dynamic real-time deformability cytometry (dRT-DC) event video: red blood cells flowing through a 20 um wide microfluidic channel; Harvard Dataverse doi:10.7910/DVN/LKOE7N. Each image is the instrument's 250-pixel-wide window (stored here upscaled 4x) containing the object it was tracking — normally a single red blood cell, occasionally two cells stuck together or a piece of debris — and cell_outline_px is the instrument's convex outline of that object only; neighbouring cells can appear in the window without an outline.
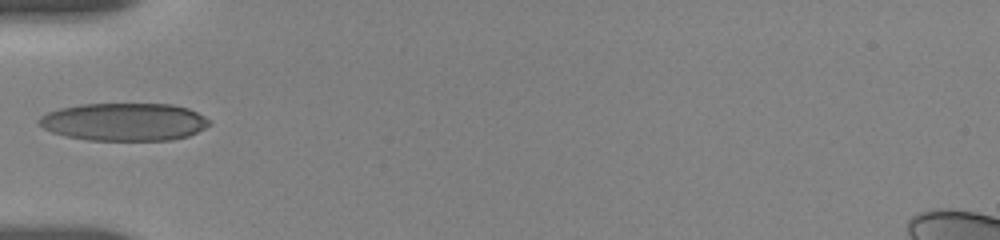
{"species": "human", "species_latin": "Homo sapiens", "temperature_condition": "room temperature", "stored_images_in_passage": 21, "camera_frame_rate_fps": 3000, "um_per_image_px": 0.085, "donor": {"sex": "female"}, "frame": {"image": 1, "passage_image": 1, "time_ms": 0.0, "image_size_px": [1000, 240], "cell_outline_px": [[212, 124], [188, 136], [172, 140], [88, 140], [68, 136], [52, 132], [36, 124], [36, 120], [40, 116], [48, 112], [60, 108], [80, 104], [172, 104], [188, 108], [204, 116]], "centroid_in_image_um": [10.53, 10.35], "position_along_channel_um": 74.5, "area_um2": 37.57}}
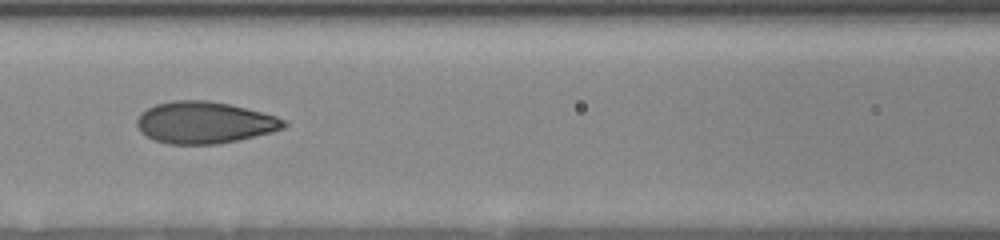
{"frame": {"image": 2, "passage_image": 13, "time_ms": 2.0, "image_size_px": [1000, 240], "cell_outline_px": [[288, 124], [284, 128], [272, 132], [236, 140], [216, 144], [168, 144], [152, 140], [140, 132], [136, 124], [136, 120], [140, 112], [156, 104], [172, 100], [208, 100], [228, 104], [276, 116], [284, 120]], "centroid_in_image_um": [17.32, 10.42], "position_along_channel_um": 149.3, "area_um2": 35.78}}
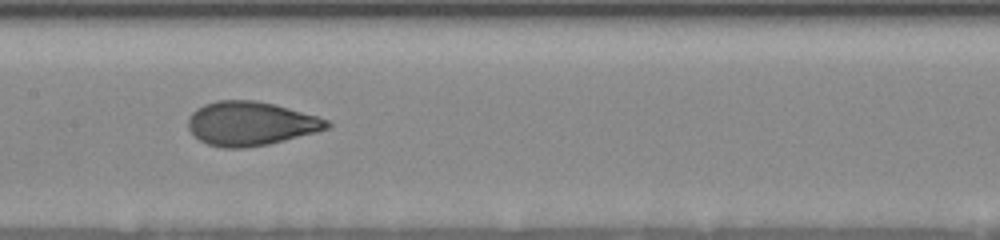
{"frame": {"image": 3, "passage_image": 20, "time_ms": 3.0, "image_size_px": [1000, 240], "cell_outline_px": [[332, 124], [328, 128], [316, 132], [268, 144], [244, 148], [224, 148], [208, 144], [200, 140], [188, 128], [188, 116], [196, 108], [204, 104], [216, 100], [252, 100], [272, 104], [288, 108], [316, 116], [328, 120]], "centroid_in_image_um": [21.27, 10.5], "position_along_channel_um": 186.1, "area_um2": 35.32}}